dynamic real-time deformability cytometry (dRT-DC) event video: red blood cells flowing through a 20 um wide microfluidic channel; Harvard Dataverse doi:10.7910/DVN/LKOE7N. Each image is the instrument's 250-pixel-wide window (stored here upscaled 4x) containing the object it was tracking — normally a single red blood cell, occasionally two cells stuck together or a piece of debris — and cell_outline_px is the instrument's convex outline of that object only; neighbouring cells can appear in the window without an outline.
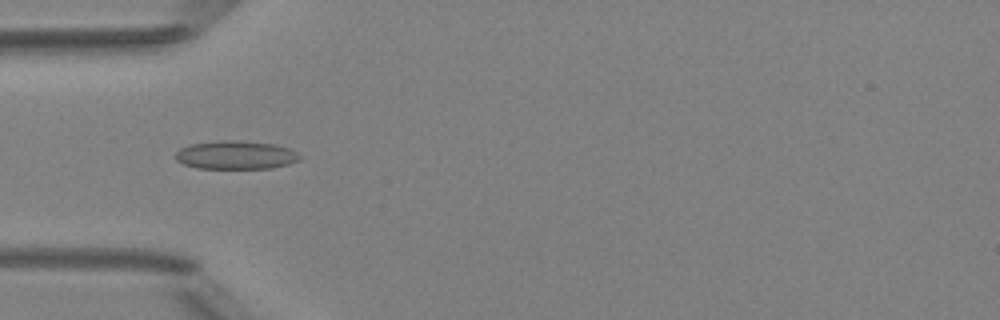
{"species": "Egyptian fruit bat (a non-hibernating species)", "species_latin": "Rousettus aegyptiacus", "temperature_condition": "room temperature", "stored_images_in_passage": 6, "camera_frame_rate_fps": 3000, "um_per_image_px": 0.085, "animal": {"sex": "female"}, "frame": {"image": 1, "passage_image": 4, "time_ms": 4.333, "image_size_px": [1000, 320], "cell_outline_px": [[300, 160], [288, 164], [272, 168], [196, 168], [184, 164], [176, 160], [172, 156], [180, 148], [188, 144], [220, 140], [236, 140], [276, 144], [288, 148], [296, 152], [300, 156]], "centroid_in_image_um": [20.0, 13.17], "position_along_channel_um": 65.0, "area_um2": 20.75}}
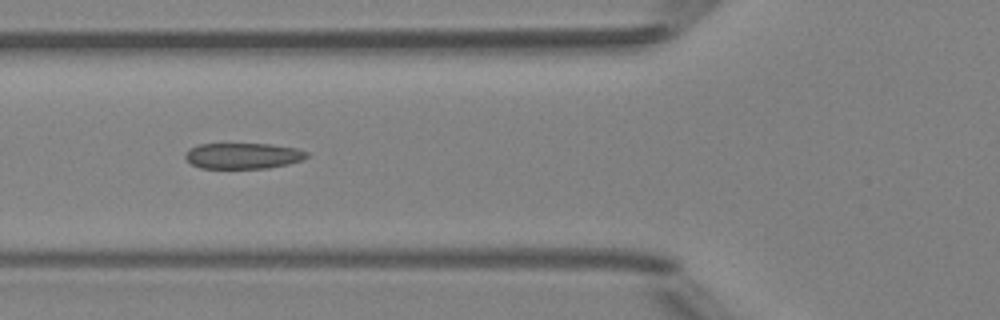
{"frame": {"image": 2, "passage_image": 5, "time_ms": 5.333, "image_size_px": [1000, 320], "cell_outline_px": [[308, 156], [304, 160], [288, 164], [268, 168], [200, 168], [192, 164], [184, 156], [184, 152], [188, 148], [200, 144], [268, 144], [296, 148], [308, 152]], "centroid_in_image_um": [20.65, 13.24], "position_along_channel_um": 105.1, "area_um2": 18.38}}
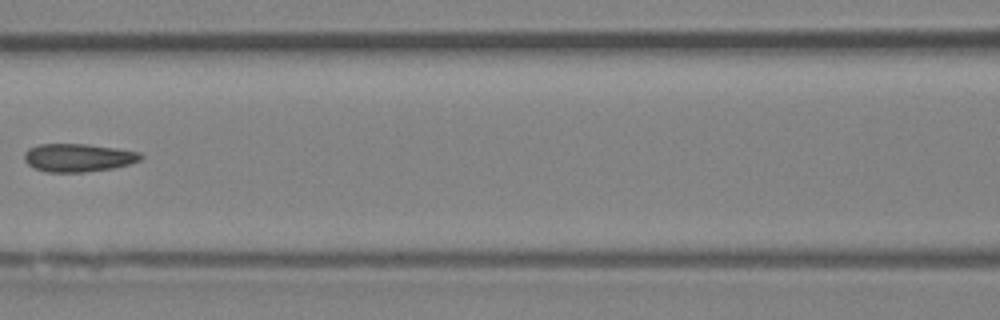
{"frame": {"image": 3, "passage_image": 6, "time_ms": 6.667, "image_size_px": [1000, 320], "cell_outline_px": [[144, 156], [140, 160], [128, 164], [112, 168], [84, 172], [48, 172], [36, 168], [28, 164], [24, 160], [24, 152], [28, 148], [40, 144], [88, 144], [120, 148], [140, 152]], "centroid_in_image_um": [6.66, 13.39], "position_along_channel_um": 159.9, "area_um2": 19.13}}